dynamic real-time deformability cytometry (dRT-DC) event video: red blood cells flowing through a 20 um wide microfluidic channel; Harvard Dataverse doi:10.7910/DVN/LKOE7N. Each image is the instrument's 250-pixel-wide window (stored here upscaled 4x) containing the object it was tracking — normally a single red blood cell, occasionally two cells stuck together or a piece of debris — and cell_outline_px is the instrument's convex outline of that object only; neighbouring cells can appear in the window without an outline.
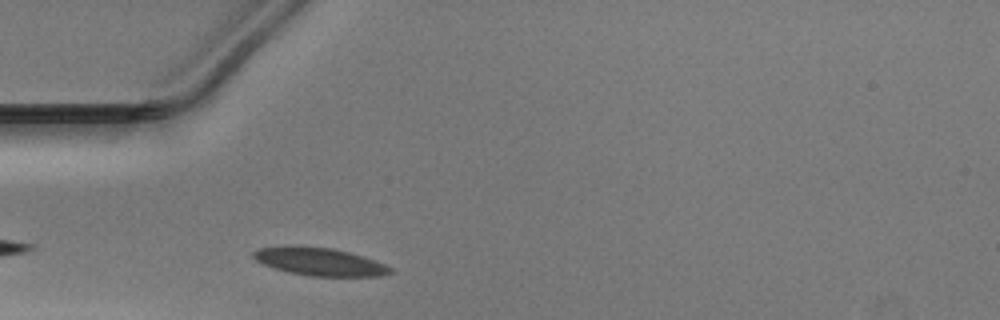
{"species": "Egyptian fruit bat (a non-hibernating species)", "species_latin": "Rousettus aegyptiacus", "temperature_condition": "warm", "stored_images_in_passage": 7, "camera_frame_rate_fps": 3000, "um_per_image_px": 0.085, "animal": {"sex": "male"}, "frame": {"image": 1, "passage_image": 4, "time_ms": 1.0, "image_size_px": [1000, 320], "cell_outline_px": [[396, 272], [384, 276], [308, 276], [288, 272], [272, 268], [256, 260], [252, 256], [252, 252], [260, 248], [284, 244], [292, 244], [332, 248], [348, 252], [384, 264], [392, 268]], "centroid_in_image_um": [27.11, 22.23], "position_along_channel_um": 57.9, "area_um2": 22.6}}